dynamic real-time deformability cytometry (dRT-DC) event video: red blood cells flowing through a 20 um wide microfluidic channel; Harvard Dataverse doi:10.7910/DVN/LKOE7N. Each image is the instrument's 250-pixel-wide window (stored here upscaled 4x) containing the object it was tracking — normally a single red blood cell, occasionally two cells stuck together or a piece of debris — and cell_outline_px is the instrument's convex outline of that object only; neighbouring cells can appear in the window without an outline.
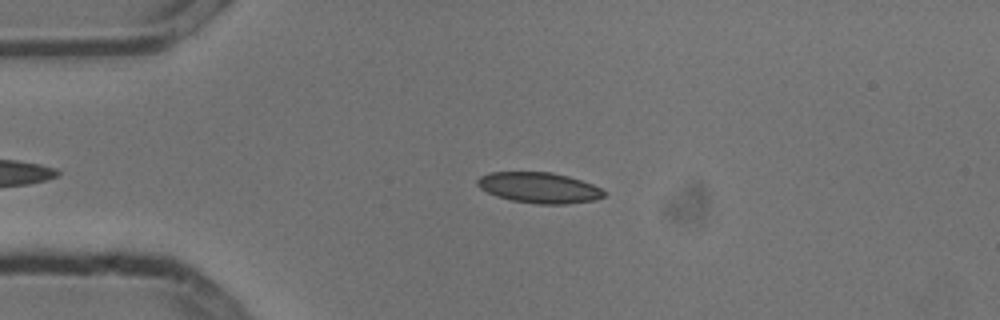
{"species": "common noctule bat (a hibernating species)", "species_latin": "Nyctalus noctula", "temperature_condition": "cold", "stored_images_in_passage": 4, "camera_frame_rate_fps": 3000, "um_per_image_px": 0.085, "animal": {"sex": "male", "body_mass_g": 13.3}, "frame": {"image": 1, "passage_image": 2, "time_ms": 0.333, "image_size_px": [1000, 320], "cell_outline_px": [[604, 196], [596, 200], [568, 204], [536, 204], [512, 200], [496, 196], [480, 188], [476, 184], [476, 180], [480, 176], [492, 172], [552, 172], [568, 176], [592, 184], [600, 188], [604, 192]], "centroid_in_image_um": [45.82, 15.96], "position_along_channel_um": 39.2, "area_um2": 22.6}}
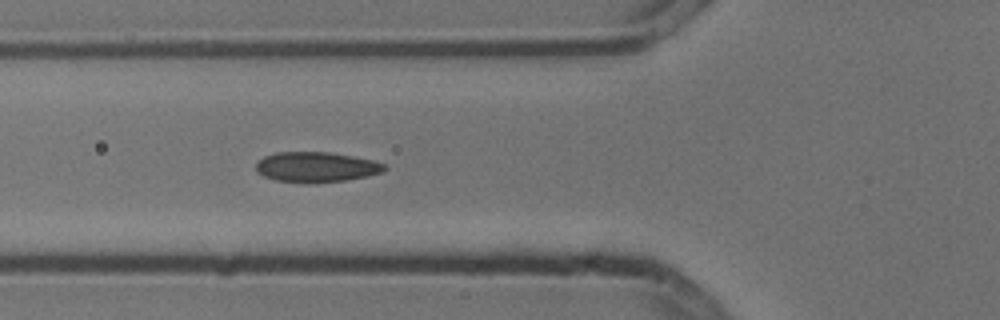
{"frame": {"image": 2, "passage_image": 4, "time_ms": 1.0, "image_size_px": [1000, 320], "cell_outline_px": [[388, 168], [384, 172], [368, 176], [344, 180], [316, 184], [308, 184], [276, 180], [264, 176], [256, 172], [256, 164], [264, 156], [276, 152], [328, 152], [352, 156], [372, 160], [384, 164]], "centroid_in_image_um": [26.88, 14.21], "position_along_channel_um": 98.9, "area_um2": 22.83}}